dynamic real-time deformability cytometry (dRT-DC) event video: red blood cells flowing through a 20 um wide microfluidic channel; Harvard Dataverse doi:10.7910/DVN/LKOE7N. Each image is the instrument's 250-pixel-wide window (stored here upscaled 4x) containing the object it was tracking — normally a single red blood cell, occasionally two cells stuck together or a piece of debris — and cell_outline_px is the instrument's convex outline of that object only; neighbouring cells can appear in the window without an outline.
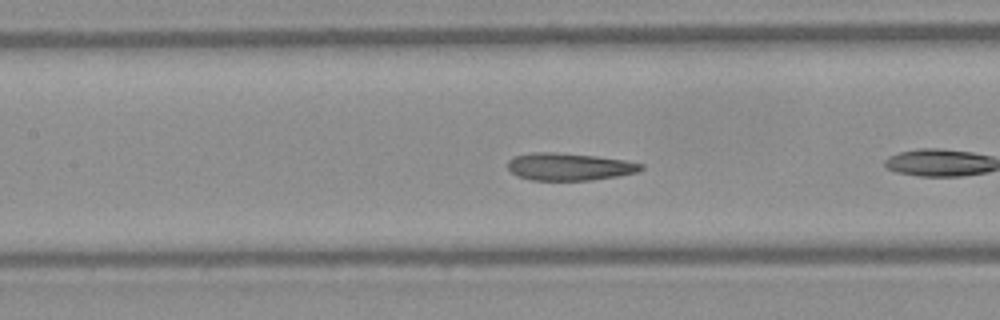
{"species": "Egyptian fruit bat (a non-hibernating species)", "species_latin": "Rousettus aegyptiacus", "temperature_condition": "warm", "stored_images_in_passage": 16, "camera_frame_rate_fps": 3000, "um_per_image_px": 0.085, "frame": {"image": 1, "passage_image": 7, "time_ms": 2.0, "image_size_px": [1000, 320], "cell_outline_px": [[644, 168], [640, 172], [592, 180], [532, 180], [516, 176], [508, 168], [508, 160], [516, 156], [532, 152], [556, 152], [596, 156], [624, 160], [644, 164]], "centroid_in_image_um": [48.4, 14.17], "position_along_channel_um": 159.0, "area_um2": 21.33}}